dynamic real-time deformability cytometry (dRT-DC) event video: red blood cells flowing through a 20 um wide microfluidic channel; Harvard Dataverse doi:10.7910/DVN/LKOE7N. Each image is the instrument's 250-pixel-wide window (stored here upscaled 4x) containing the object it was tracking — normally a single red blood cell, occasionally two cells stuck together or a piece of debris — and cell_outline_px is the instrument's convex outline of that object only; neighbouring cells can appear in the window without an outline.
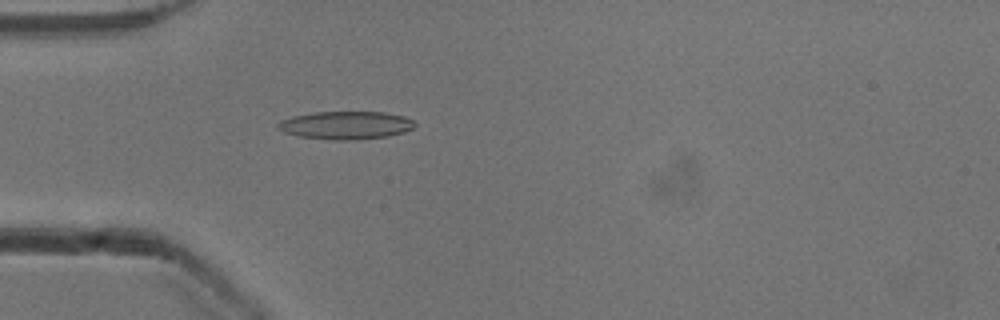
{"species": "common noctule bat (a hibernating species)", "species_latin": "Nyctalus noctula", "temperature_condition": "cold", "stored_images_in_passage": 2, "camera_frame_rate_fps": 3000, "um_per_image_px": 0.085, "animal": {"sex": "male", "body_mass_g": 13.3}, "frame": {"image": 1, "passage_image": 2, "time_ms": 0.333, "image_size_px": [1000, 320], "cell_outline_px": [[416, 124], [412, 128], [404, 132], [388, 136], [356, 140], [332, 140], [296, 136], [284, 132], [276, 128], [276, 124], [280, 120], [292, 116], [312, 112], [384, 112], [404, 116], [412, 120]], "centroid_in_image_um": [29.35, 10.65], "position_along_channel_um": 55.7, "area_um2": 22.54}}